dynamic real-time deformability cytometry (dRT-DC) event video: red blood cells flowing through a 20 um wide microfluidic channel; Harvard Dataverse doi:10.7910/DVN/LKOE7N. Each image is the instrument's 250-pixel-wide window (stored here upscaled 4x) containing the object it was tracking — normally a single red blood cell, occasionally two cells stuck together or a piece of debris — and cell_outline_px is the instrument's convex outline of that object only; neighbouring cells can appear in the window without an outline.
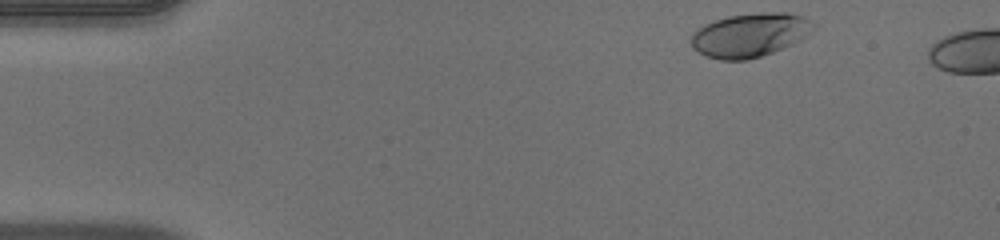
{"species": "human", "species_latin": "Homo sapiens", "temperature_condition": "warm", "stored_images_in_passage": 6, "camera_frame_rate_fps": 3000, "um_per_image_px": 0.085, "donor": {"sex": "male"}, "frame": {"image": 1, "passage_image": 1, "time_ms": 0.0, "image_size_px": [1000, 240], "cell_outline_px": [[816, 28], [800, 40], [792, 44], [772, 52], [748, 60], [720, 60], [708, 56], [692, 48], [692, 32], [704, 24], [728, 16], [760, 12], [788, 12], [804, 16], [812, 20], [816, 24]], "centroid_in_image_um": [63.78, 2.96], "position_along_channel_um": 21.2, "area_um2": 31.33}}